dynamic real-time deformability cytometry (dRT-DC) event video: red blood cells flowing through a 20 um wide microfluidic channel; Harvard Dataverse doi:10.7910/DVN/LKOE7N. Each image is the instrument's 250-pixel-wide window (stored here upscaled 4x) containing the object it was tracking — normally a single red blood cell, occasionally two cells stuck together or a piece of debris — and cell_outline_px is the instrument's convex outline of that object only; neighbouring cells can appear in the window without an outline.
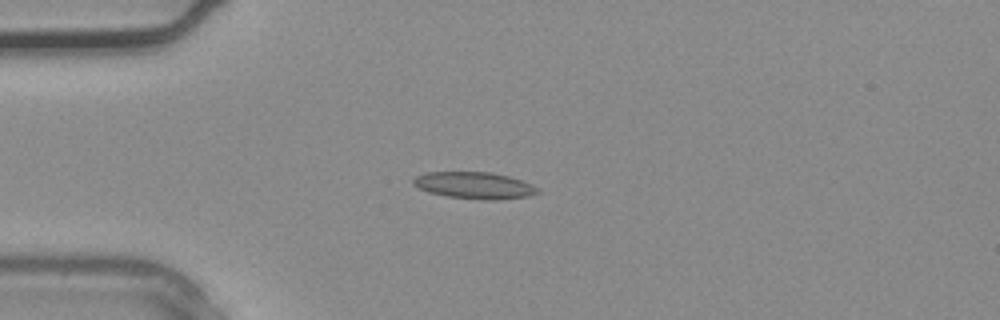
{"species": "common noctule bat (a hibernating species)", "species_latin": "Nyctalus noctula", "temperature_condition": "warm", "stored_images_in_passage": 2, "camera_frame_rate_fps": 3000, "um_per_image_px": 0.085, "animal": {"sex": "male", "body_mass_g": 20.4}, "frame": {"image": 1, "passage_image": 2, "time_ms": 0.333, "image_size_px": [1000, 320], "cell_outline_px": [[540, 192], [528, 196], [496, 200], [480, 200], [448, 196], [428, 192], [412, 184], [412, 180], [416, 176], [424, 172], [492, 172], [508, 176], [532, 184], [540, 188]], "centroid_in_image_um": [40.33, 15.76], "position_along_channel_um": 44.7, "area_um2": 19.48}}